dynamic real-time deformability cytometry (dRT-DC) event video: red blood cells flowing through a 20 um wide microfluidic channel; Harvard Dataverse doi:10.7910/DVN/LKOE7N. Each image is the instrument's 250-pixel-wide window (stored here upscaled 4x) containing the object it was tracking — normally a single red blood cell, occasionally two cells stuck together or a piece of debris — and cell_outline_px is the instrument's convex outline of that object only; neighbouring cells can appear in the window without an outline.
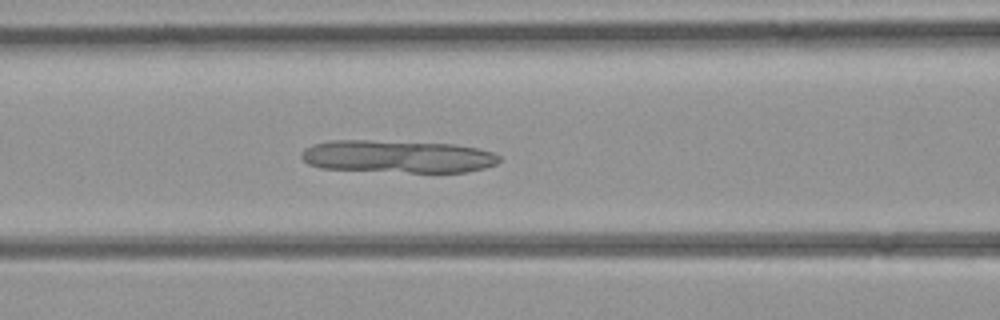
{"species": "common noctule bat (a hibernating species)", "species_latin": "Nyctalus noctula", "temperature_condition": "room temperature", "stored_images_in_passage": 37, "camera_frame_rate_fps": 3000, "um_per_image_px": 0.085, "animal": {"sex": "female", "body_mass_g": 21.9}, "frame": {"image": 1, "passage_image": 11, "time_ms": 3.333, "image_size_px": [1000, 320], "cell_outline_px": [[500, 160], [496, 164], [484, 168], [464, 172], [408, 172], [320, 168], [308, 164], [300, 156], [304, 148], [312, 144], [328, 140], [368, 140], [452, 144], [476, 148], [492, 152], [500, 156]], "centroid_in_image_um": [33.75, 13.3], "position_along_channel_um": 132.8, "area_um2": 37.51}}
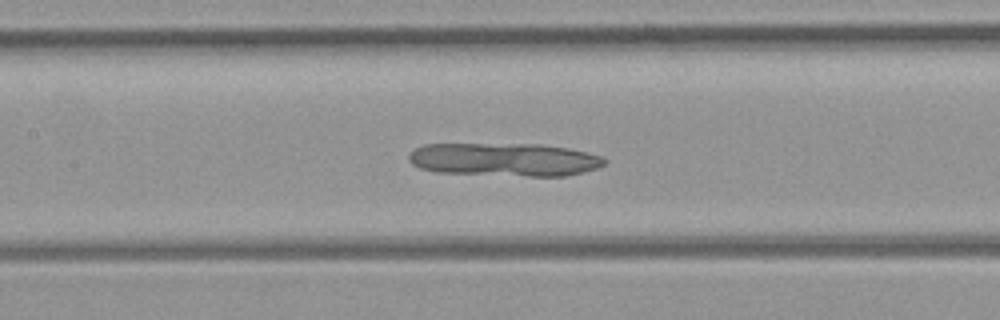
{"frame": {"image": 2, "passage_image": 13, "time_ms": 4.0, "image_size_px": [1000, 320], "cell_outline_px": [[608, 160], [604, 164], [596, 168], [568, 176], [528, 176], [436, 172], [420, 168], [412, 164], [408, 160], [408, 156], [416, 148], [424, 144], [540, 144], [568, 148], [600, 156]], "centroid_in_image_um": [42.86, 13.56], "position_along_channel_um": 164.5, "area_um2": 37.8}}